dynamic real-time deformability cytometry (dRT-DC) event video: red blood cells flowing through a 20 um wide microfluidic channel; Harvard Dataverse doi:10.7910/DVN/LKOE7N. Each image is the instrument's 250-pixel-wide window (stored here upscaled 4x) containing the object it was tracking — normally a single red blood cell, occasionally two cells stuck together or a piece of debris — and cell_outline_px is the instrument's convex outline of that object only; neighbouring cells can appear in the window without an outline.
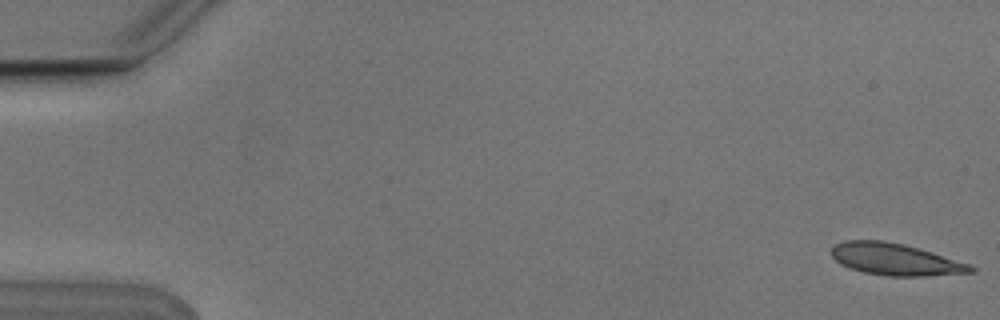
{"species": "Egyptian fruit bat (a non-hibernating species)", "species_latin": "Rousettus aegyptiacus", "temperature_condition": "cold", "stored_images_in_passage": 5, "camera_frame_rate_fps": 3000, "um_per_image_px": 0.085, "animal": {"sex": "male"}, "frame": {"image": 1, "passage_image": 1, "time_ms": 0.0, "image_size_px": [1000, 320], "cell_outline_px": [[976, 272], [924, 276], [888, 276], [864, 272], [840, 264], [832, 256], [832, 244], [844, 240], [884, 240], [904, 244], [920, 248], [968, 264], [976, 268]], "centroid_in_image_um": [76.08, 22.03], "position_along_channel_um": 8.9, "area_um2": 25.84}}
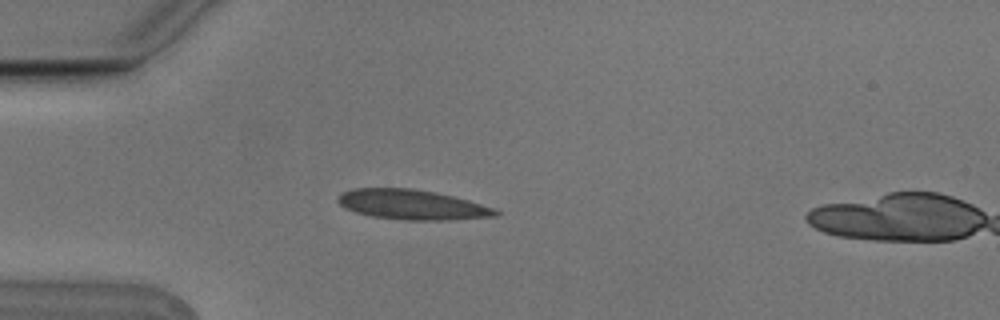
{"frame": {"image": 2, "passage_image": 5, "time_ms": 1.333, "image_size_px": [1000, 320], "cell_outline_px": [[500, 212], [496, 216], [452, 220], [404, 220], [372, 216], [356, 212], [344, 208], [336, 200], [344, 192], [352, 188], [412, 188], [436, 192], [468, 200], [496, 208]], "centroid_in_image_um": [35.05, 17.4], "position_along_channel_um": 50.0, "area_um2": 27.51}}